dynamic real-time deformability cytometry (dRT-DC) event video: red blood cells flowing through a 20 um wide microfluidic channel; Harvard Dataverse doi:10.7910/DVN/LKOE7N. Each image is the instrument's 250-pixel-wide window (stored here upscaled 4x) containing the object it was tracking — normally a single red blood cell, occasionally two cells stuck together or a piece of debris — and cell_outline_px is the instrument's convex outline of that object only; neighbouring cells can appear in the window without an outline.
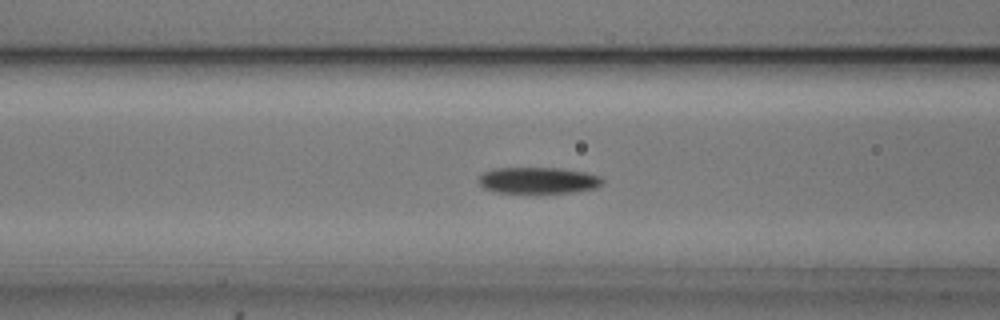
{"species": "common noctule bat (a hibernating species)", "species_latin": "Nyctalus noctula", "temperature_condition": "cold", "stored_images_in_passage": 48, "camera_frame_rate_fps": 3000, "um_per_image_px": 0.085, "animal": {"sex": "male", "body_mass_g": 20.5, "forearm_length_mm": 52.5}, "frame": {"image": 1, "passage_image": 15, "time_ms": 4.667, "image_size_px": [1000, 320], "cell_outline_px": [[604, 180], [596, 188], [572, 192], [536, 196], [496, 192], [484, 188], [480, 184], [480, 176], [484, 172], [496, 168], [560, 168], [584, 172], [600, 176]], "centroid_in_image_um": [45.74, 15.38], "position_along_channel_um": 120.9, "area_um2": 19.77}}
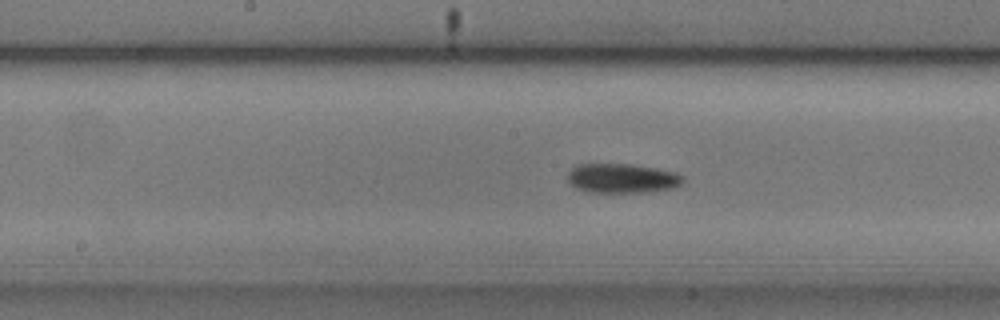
{"frame": {"image": 2, "passage_image": 21, "time_ms": 6.667, "image_size_px": [1000, 320], "cell_outline_px": [[684, 180], [676, 188], [652, 192], [592, 192], [576, 188], [568, 180], [568, 172], [576, 164], [632, 164], [656, 168], [676, 172], [684, 176]], "centroid_in_image_um": [52.93, 15.15], "position_along_channel_um": 195.3, "area_um2": 19.94}}
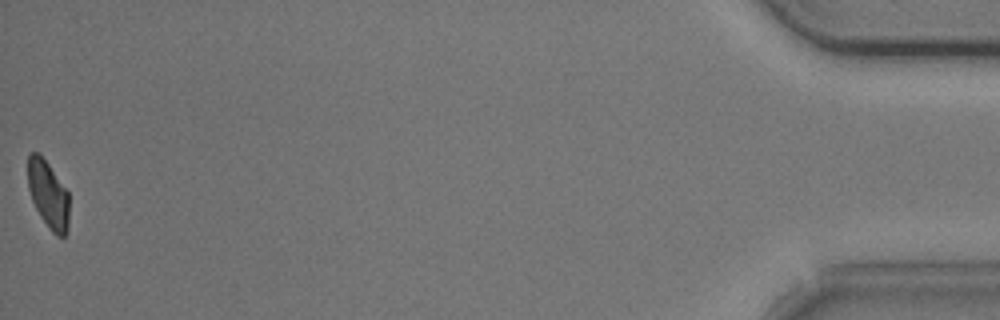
{"frame": {"image": 3, "passage_image": 48, "time_ms": 15.667, "image_size_px": [1000, 320], "cell_outline_px": [[68, 228], [64, 236], [56, 236], [48, 228], [40, 216], [32, 200], [28, 188], [28, 156], [32, 152], [40, 152], [68, 192]], "centroid_in_image_um": [4.08, 16.53], "position_along_channel_um": 431.1, "area_um2": 16.18}, "authors_computed_cell_mechanics": {"area_um2": 18.4671, "velocity_mm_per_s": 3.7096, "shape_relaxation_time_tau1_ms": 2.9149, "shape_relaxation_time_tau2_ms": null, "deformation_change_tau1": 0.1124, "deformation_change_tau2": null}}